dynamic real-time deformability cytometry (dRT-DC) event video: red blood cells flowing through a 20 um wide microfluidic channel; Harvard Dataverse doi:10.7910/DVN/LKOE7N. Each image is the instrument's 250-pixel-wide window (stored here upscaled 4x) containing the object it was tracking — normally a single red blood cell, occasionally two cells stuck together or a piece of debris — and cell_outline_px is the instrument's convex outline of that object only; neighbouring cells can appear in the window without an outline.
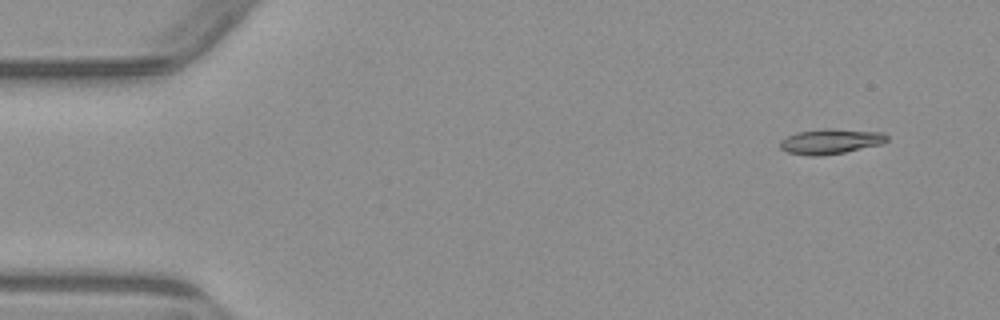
{"species": "common noctule bat (a hibernating species)", "species_latin": "Nyctalus noctula", "temperature_condition": "warm", "stored_images_in_passage": 4, "camera_frame_rate_fps": 3000, "um_per_image_px": 0.085, "animal": {"sex": "male", "body_mass_g": 23.1, "forearm_length_mm": 52.7}, "frame": {"image": 1, "passage_image": 1, "time_ms": 0.0, "image_size_px": [1000, 320], "cell_outline_px": [[888, 140], [884, 144], [844, 152], [820, 156], [808, 156], [788, 152], [780, 148], [780, 140], [796, 132], [824, 128], [832, 128], [884, 132], [888, 136]], "centroid_in_image_um": [70.63, 12.01], "position_along_channel_um": 14.4, "area_um2": 15.9}}
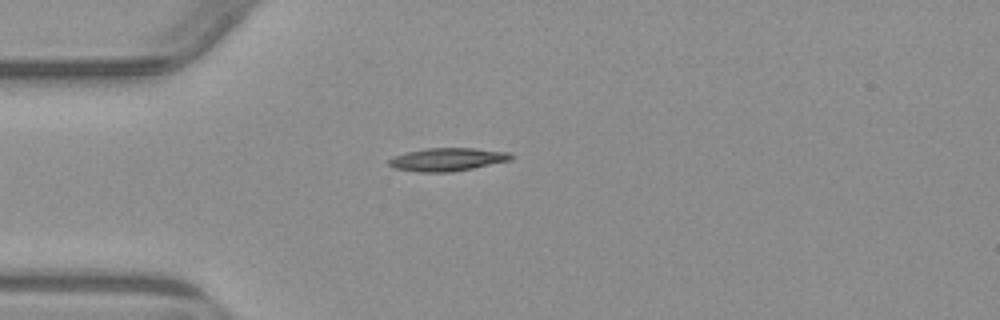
{"frame": {"image": 2, "passage_image": 4, "time_ms": 3.333, "image_size_px": [1000, 320], "cell_outline_px": [[516, 156], [512, 160], [452, 172], [420, 172], [396, 168], [388, 164], [388, 160], [396, 156], [408, 152], [428, 148], [476, 148], [512, 152]], "centroid_in_image_um": [38.13, 13.54], "position_along_channel_um": 46.9, "area_um2": 16.42}}